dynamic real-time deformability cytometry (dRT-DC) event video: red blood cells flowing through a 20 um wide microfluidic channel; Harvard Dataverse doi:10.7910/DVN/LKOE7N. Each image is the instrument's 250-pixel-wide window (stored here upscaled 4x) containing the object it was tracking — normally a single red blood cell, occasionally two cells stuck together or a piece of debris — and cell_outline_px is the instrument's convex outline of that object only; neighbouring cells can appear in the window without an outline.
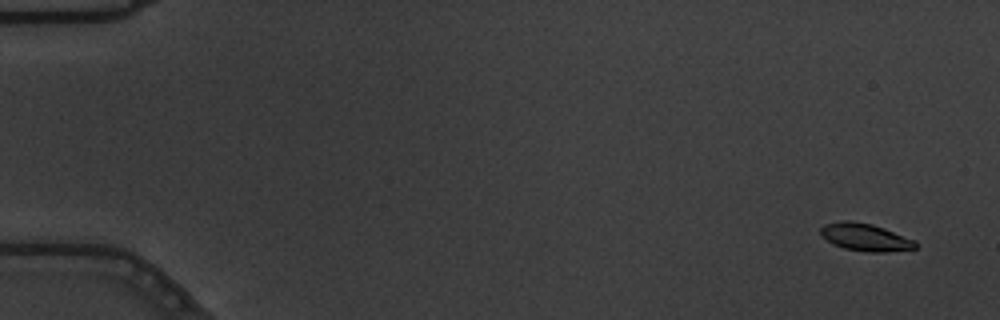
{"species": "common noctule bat (a hibernating species)", "species_latin": "Nyctalus noctula", "temperature_condition": "warm", "stored_images_in_passage": 58, "camera_frame_rate_fps": 3000, "um_per_image_px": 0.085, "animal": {"sex": "male", "body_mass_g": 19.5, "forearm_length_mm": 54.6}, "frame": {"image": 1, "passage_image": 4, "time_ms": 1.0, "image_size_px": [1000, 320], "cell_outline_px": [[916, 248], [884, 252], [868, 252], [844, 248], [832, 244], [820, 236], [820, 228], [824, 224], [844, 220], [852, 220], [872, 224], [884, 228], [916, 240]], "centroid_in_image_um": [73.51, 20.15], "position_along_channel_um": 11.5, "area_um2": 15.32}}
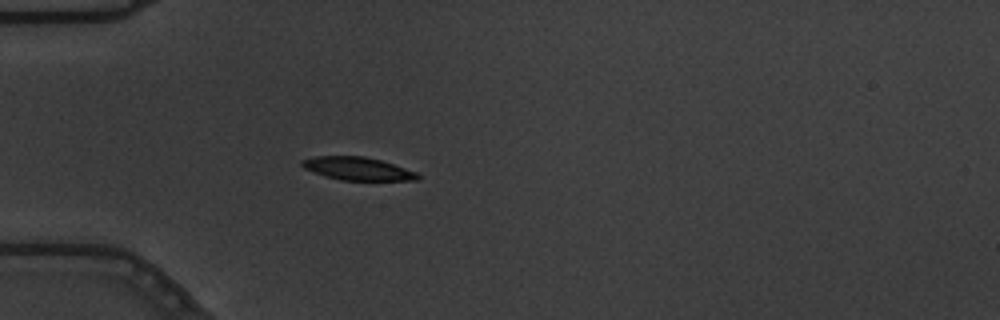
{"frame": {"image": 2, "passage_image": 19, "time_ms": 6.0, "image_size_px": [1000, 320], "cell_outline_px": [[420, 180], [340, 180], [324, 176], [304, 168], [300, 164], [300, 160], [316, 156], [364, 156], [380, 160], [416, 172], [420, 176]], "centroid_in_image_um": [30.36, 14.33], "position_along_channel_um": 54.6, "area_um2": 15.43}}
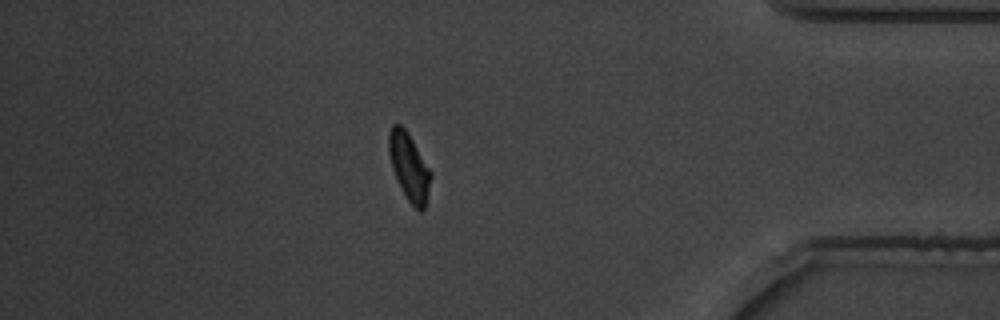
{"frame": {"image": 3, "passage_image": 51, "time_ms": 16.667, "image_size_px": [1000, 320], "cell_outline_px": [[432, 176], [424, 208], [420, 212], [408, 200], [392, 168], [388, 152], [388, 132], [392, 124], [400, 124], [408, 132], [432, 172]], "centroid_in_image_um": [34.77, 14.12], "position_along_channel_um": 400.4, "area_um2": 16.3}, "authors_computed_cell_mechanics": {"area_um2": 16.184, "velocity_mm_per_s": 3.641, "shape_relaxation_time_tau1_ms": 2.8019, "shape_relaxation_time_tau2_ms": 1.3223, "deformation_change_tau1": 0.1543, "deformation_change_tau2": 0.0513}}